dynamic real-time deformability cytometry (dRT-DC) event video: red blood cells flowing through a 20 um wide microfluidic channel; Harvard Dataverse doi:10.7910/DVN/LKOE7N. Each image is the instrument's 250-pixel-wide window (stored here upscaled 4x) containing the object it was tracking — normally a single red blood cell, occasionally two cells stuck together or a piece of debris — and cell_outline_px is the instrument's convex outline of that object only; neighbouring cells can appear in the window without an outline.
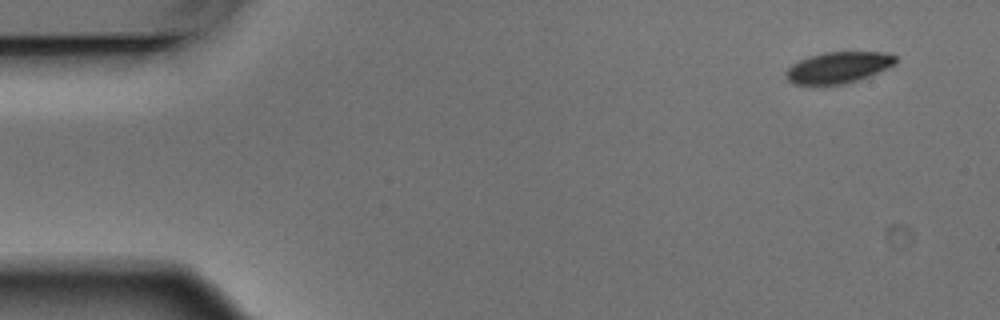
{"species": "Egyptian fruit bat (a non-hibernating species)", "species_latin": "Rousettus aegyptiacus", "temperature_condition": "warm", "stored_images_in_passage": 5, "camera_frame_rate_fps": 3000, "um_per_image_px": 0.085, "animal": {"sex": "male"}, "frame": {"image": 1, "passage_image": 1, "time_ms": 0.0, "image_size_px": [1000, 320], "cell_outline_px": [[896, 64], [888, 68], [868, 76], [844, 84], [820, 88], [792, 84], [784, 76], [784, 72], [792, 64], [800, 60], [824, 52], [892, 52], [896, 56]], "centroid_in_image_um": [71.21, 5.78], "position_along_channel_um": 13.8, "area_um2": 20.69}}
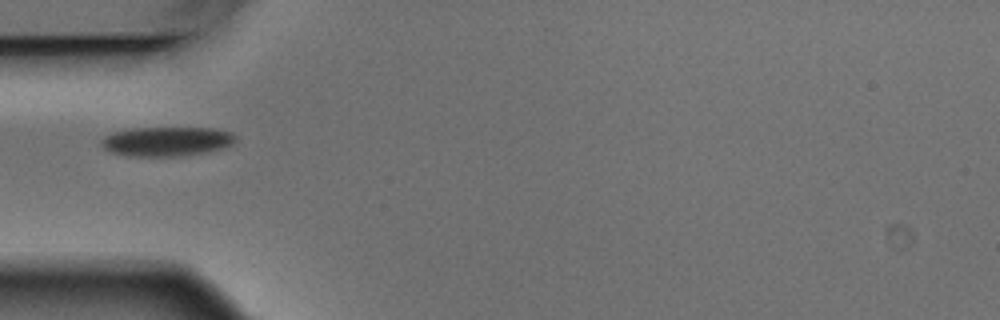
{"frame": {"image": 2, "passage_image": 5, "time_ms": 1.333, "image_size_px": [1000, 320], "cell_outline_px": [[236, 140], [232, 144], [224, 148], [184, 156], [128, 156], [112, 152], [104, 148], [100, 144], [100, 140], [104, 136], [112, 132], [132, 128], [212, 128], [232, 132], [236, 136]], "centroid_in_image_um": [14.16, 12.02], "position_along_channel_um": 70.8, "area_um2": 23.12}}